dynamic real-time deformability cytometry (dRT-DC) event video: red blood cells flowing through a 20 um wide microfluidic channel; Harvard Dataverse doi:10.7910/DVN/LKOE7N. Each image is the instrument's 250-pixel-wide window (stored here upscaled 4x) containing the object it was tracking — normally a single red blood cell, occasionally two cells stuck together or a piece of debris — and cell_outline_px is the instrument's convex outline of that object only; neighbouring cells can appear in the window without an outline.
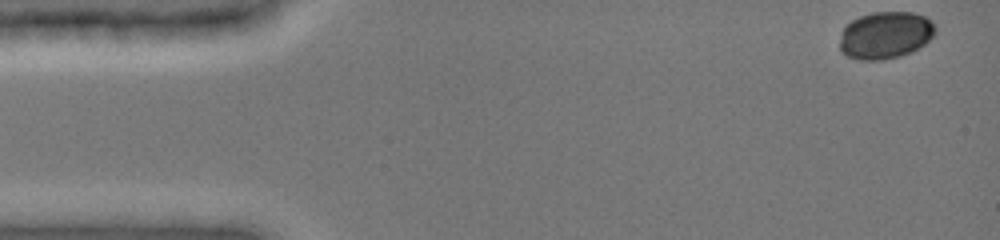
{"species": "common noctule bat (a hibernating species)", "species_latin": "Nyctalus noctula", "temperature_condition": "cold", "stored_images_in_passage": 6, "camera_frame_rate_fps": 3000, "um_per_image_px": 0.085, "animal": {"sex": "female", "body_mass_g": 19.0, "forearm_length_mm": 51.5}, "frame": {"image": 1, "passage_image": 1, "time_ms": 0.0, "image_size_px": [1000, 240], "cell_outline_px": [[936, 32], [920, 48], [912, 52], [900, 56], [884, 60], [860, 60], [848, 56], [840, 52], [840, 40], [844, 28], [852, 20], [860, 16], [872, 12], [912, 12], [924, 16], [932, 20], [936, 28]], "centroid_in_image_um": [75.28, 2.99], "position_along_channel_um": 9.7, "area_um2": 26.41}}
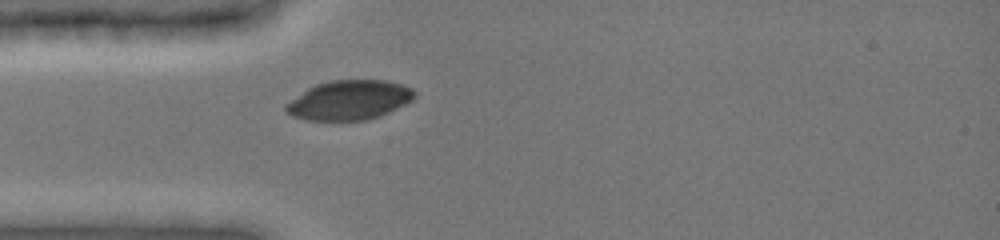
{"frame": {"image": 2, "passage_image": 6, "time_ms": 4.0, "image_size_px": [1000, 240], "cell_outline_px": [[416, 96], [412, 100], [380, 116], [368, 120], [304, 120], [292, 116], [284, 112], [284, 104], [308, 88], [316, 84], [328, 80], [384, 80], [400, 84], [412, 88], [416, 92]], "centroid_in_image_um": [29.65, 8.51], "position_along_channel_um": 55.4, "area_um2": 29.71}}